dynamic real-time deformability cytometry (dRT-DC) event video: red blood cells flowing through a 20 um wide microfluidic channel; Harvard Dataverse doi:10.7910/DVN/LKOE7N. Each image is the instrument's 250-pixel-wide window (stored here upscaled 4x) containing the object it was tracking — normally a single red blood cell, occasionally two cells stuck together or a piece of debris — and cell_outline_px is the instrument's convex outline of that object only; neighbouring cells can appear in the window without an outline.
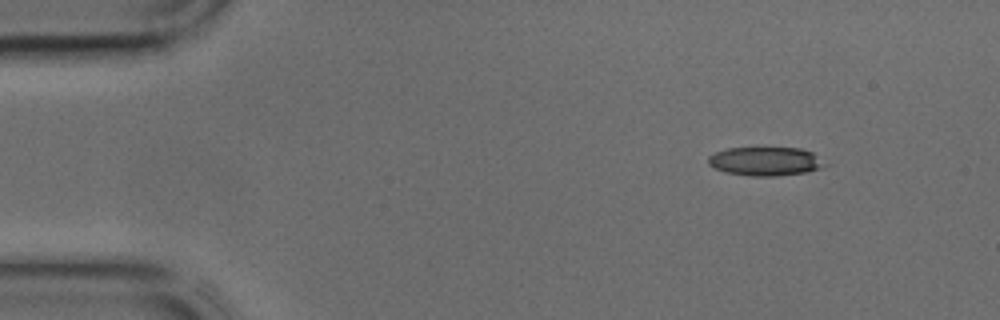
{"species": "common noctule bat (a hibernating species)", "species_latin": "Nyctalus noctula", "temperature_condition": "cold", "stored_images_in_passage": 39, "camera_frame_rate_fps": 3000, "um_per_image_px": 0.085, "animal": {"sex": "male", "body_mass_g": 17.9, "forearm_length_mm": 54.2}, "frame": {"image": 1, "passage_image": 1, "time_ms": 0.0, "image_size_px": [1000, 320], "cell_outline_px": [[828, 164], [820, 168], [804, 172], [776, 176], [752, 176], [724, 172], [708, 164], [708, 156], [716, 152], [728, 148], [800, 148], [812, 152]], "centroid_in_image_um": [65.05, 13.71], "position_along_channel_um": 19.9, "area_um2": 19.42}}
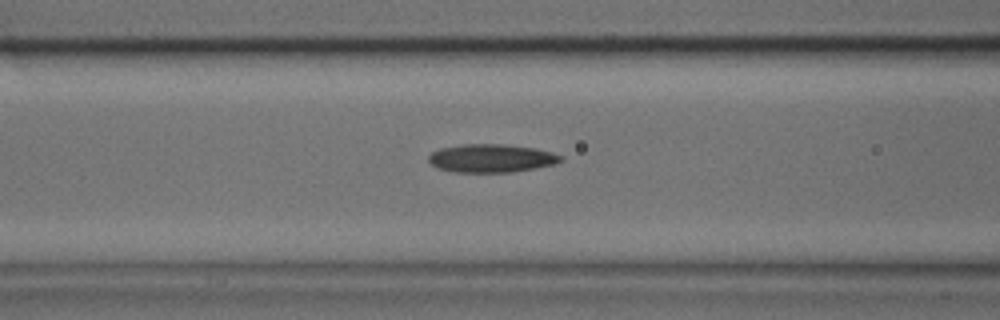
{"frame": {"image": 2, "passage_image": 13, "time_ms": 4.0, "image_size_px": [1000, 320], "cell_outline_px": [[564, 160], [556, 164], [512, 172], [456, 172], [436, 168], [428, 160], [428, 156], [432, 152], [440, 148], [464, 144], [504, 144], [536, 148], [552, 152], [564, 156]], "centroid_in_image_um": [41.79, 13.45], "position_along_channel_um": 124.8, "area_um2": 21.91}}
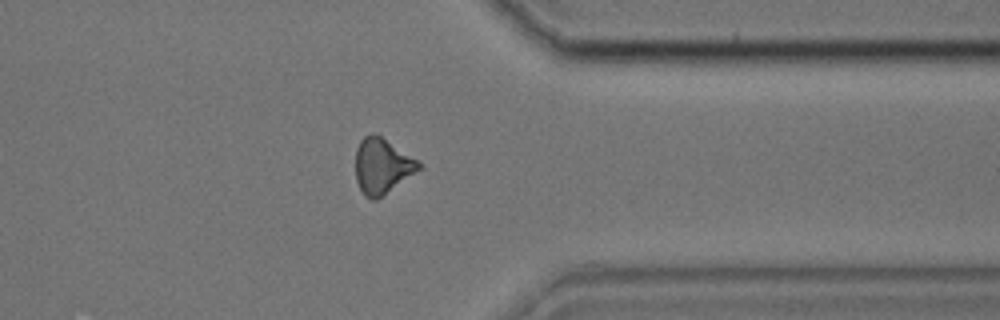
{"frame": {"image": 3, "passage_image": 30, "time_ms": 9.667, "image_size_px": [1000, 320], "cell_outline_px": [[424, 168], [376, 200], [372, 200], [364, 196], [356, 180], [356, 148], [360, 140], [364, 136], [380, 136], [424, 164]], "centroid_in_image_um": [32.51, 14.15], "position_along_channel_um": 378.9, "area_um2": 20.35}}